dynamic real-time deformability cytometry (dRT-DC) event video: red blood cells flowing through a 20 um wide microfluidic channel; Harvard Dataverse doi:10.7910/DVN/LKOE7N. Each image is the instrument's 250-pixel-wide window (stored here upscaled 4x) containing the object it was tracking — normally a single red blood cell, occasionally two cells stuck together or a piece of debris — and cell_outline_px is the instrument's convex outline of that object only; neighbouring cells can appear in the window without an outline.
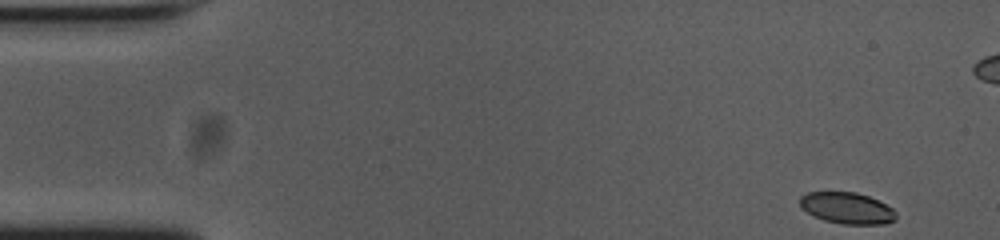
{"species": "common noctule bat (a hibernating species)", "species_latin": "Nyctalus noctula", "temperature_condition": "cold", "stored_images_in_passage": 53, "camera_frame_rate_fps": 3000, "um_per_image_px": 0.085, "animal": {"sex": "female", "body_mass_g": 23.0, "forearm_length_mm": 53.4}, "frame": {"image": 1, "passage_image": 1, "time_ms": 0.0, "image_size_px": [1000, 240], "cell_outline_px": [[896, 220], [888, 224], [844, 224], [824, 220], [800, 208], [800, 196], [808, 192], [856, 192], [868, 196], [892, 208], [896, 212]], "centroid_in_image_um": [72.01, 17.69], "position_along_channel_um": 13.0, "area_um2": 17.51}}
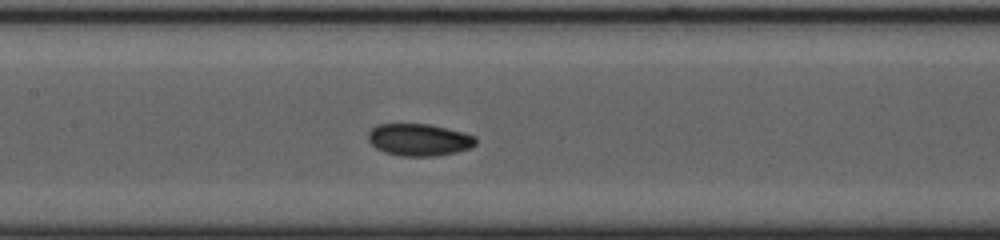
{"frame": {"image": 2, "passage_image": 23, "time_ms": 7.333, "image_size_px": [1000, 240], "cell_outline_px": [[476, 144], [468, 148], [456, 152], [436, 156], [400, 156], [384, 152], [376, 148], [368, 140], [368, 132], [376, 124], [428, 124], [464, 132], [476, 136]], "centroid_in_image_um": [35.61, 11.88], "position_along_channel_um": 171.8, "area_um2": 20.17}}
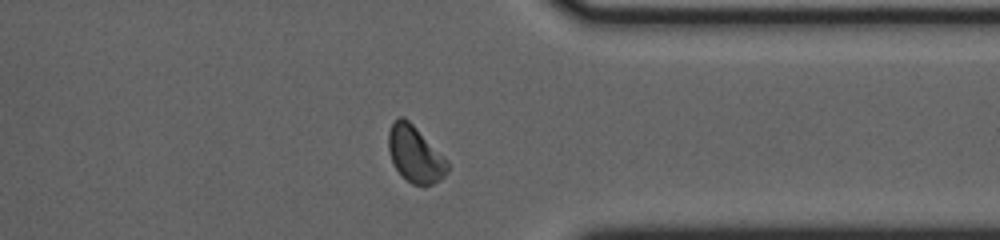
{"frame": {"image": 3, "passage_image": 40, "time_ms": 13.0, "image_size_px": [1000, 240], "cell_outline_px": [[448, 172], [440, 180], [432, 184], [412, 184], [396, 168], [392, 160], [388, 148], [388, 132], [392, 124], [400, 116], [404, 116], [448, 160]], "centroid_in_image_um": [35.29, 13.1], "position_along_channel_um": 376.1, "area_um2": 18.96}, "authors_computed_cell_mechanics": {"area_um2": 19.363, "velocity_mm_per_s": 3.7254, "shape_relaxation_time_tau1_ms": 2.805, "shape_relaxation_time_tau2_ms": 5.56, "deformation_change_tau1": 0.1042, "deformation_change_tau2": 0.0712}}